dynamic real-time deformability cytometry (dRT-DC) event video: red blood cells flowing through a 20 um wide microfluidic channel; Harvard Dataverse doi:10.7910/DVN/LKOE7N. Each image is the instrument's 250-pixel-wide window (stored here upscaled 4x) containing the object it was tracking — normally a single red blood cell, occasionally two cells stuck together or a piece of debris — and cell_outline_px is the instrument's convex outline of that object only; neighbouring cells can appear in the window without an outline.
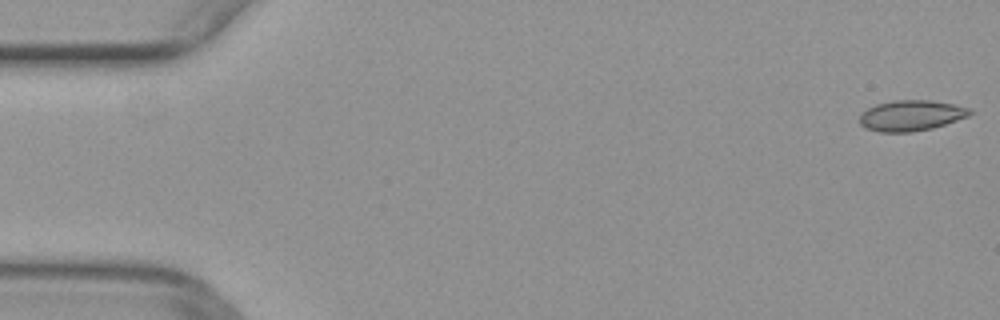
{"species": "common noctule bat (a hibernating species)", "species_latin": "Nyctalus noctula", "temperature_condition": "warm", "stored_images_in_passage": 50, "camera_frame_rate_fps": 3000, "um_per_image_px": 0.085, "animal": {"sex": "female", "body_mass_g": 29.2, "forearm_length_mm": 56.3}, "frame": {"image": 1, "passage_image": 1, "time_ms": 0.0, "image_size_px": [1000, 320], "cell_outline_px": [[972, 112], [968, 116], [932, 128], [912, 132], [880, 132], [864, 128], [860, 124], [860, 112], [876, 104], [892, 100], [932, 100], [972, 108]], "centroid_in_image_um": [77.41, 9.81], "position_along_channel_um": 7.6, "area_um2": 19.77}}
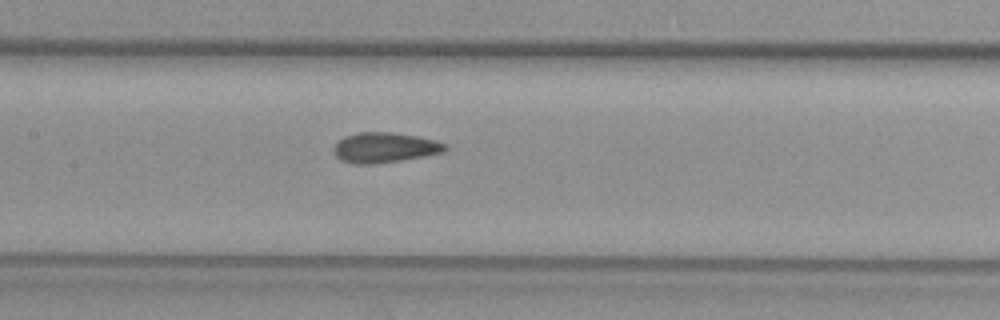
{"frame": {"image": 2, "passage_image": 24, "time_ms": 7.667, "image_size_px": [1000, 320], "cell_outline_px": [[448, 148], [440, 152], [400, 160], [372, 164], [352, 164], [340, 160], [332, 152], [332, 148], [344, 136], [356, 132], [392, 132], [416, 136], [448, 144]], "centroid_in_image_um": [32.61, 12.54], "position_along_channel_um": 174.8, "area_um2": 19.42}}
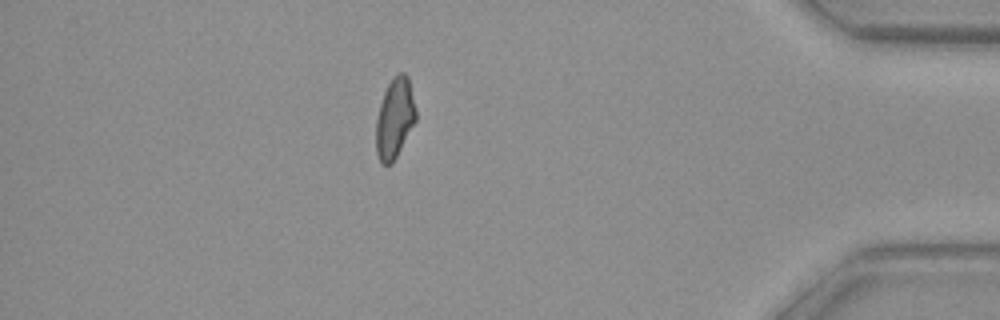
{"frame": {"image": 3, "passage_image": 44, "time_ms": 14.333, "image_size_px": [1000, 320], "cell_outline_px": [[416, 120], [392, 164], [380, 164], [376, 152], [376, 120], [380, 104], [384, 92], [392, 76], [396, 72], [404, 72], [408, 76], [416, 108]], "centroid_in_image_um": [33.55, 10.03], "position_along_channel_um": 401.7, "area_um2": 18.73}}